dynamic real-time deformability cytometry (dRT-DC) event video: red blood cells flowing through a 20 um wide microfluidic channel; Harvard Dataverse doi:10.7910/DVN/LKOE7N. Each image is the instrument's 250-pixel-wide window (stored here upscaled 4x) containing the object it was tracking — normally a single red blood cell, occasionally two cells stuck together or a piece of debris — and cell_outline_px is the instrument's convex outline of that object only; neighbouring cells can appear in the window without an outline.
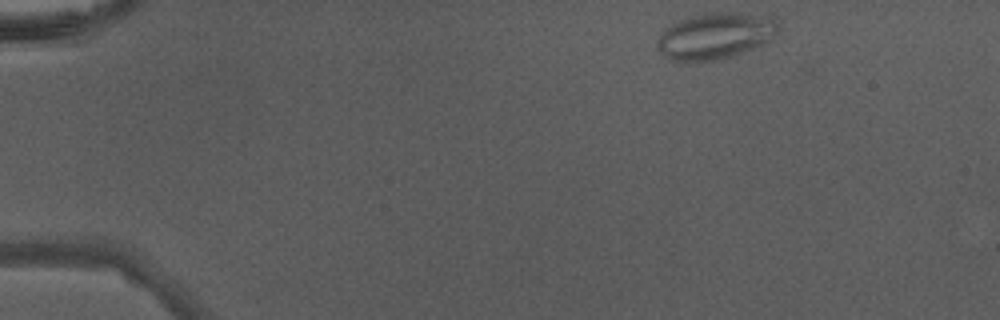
{"species": "Egyptian fruit bat (a non-hibernating species)", "species_latin": "Rousettus aegyptiacus", "temperature_condition": "warm", "stored_images_in_passage": 41, "camera_frame_rate_fps": 3000, "um_per_image_px": 0.085, "animal": {"sex": "male"}, "frame": {"image": 1, "passage_image": 1, "time_ms": 0.0, "image_size_px": [1000, 320], "cell_outline_px": [[780, 28], [772, 40], [764, 44], [732, 56], [716, 60], [668, 60], [656, 48], [656, 40], [672, 24], [680, 20], [704, 12], [732, 12], [772, 16], [776, 20]], "centroid_in_image_um": [60.85, 3.03], "position_along_channel_um": 24.2, "area_um2": 32.71}}
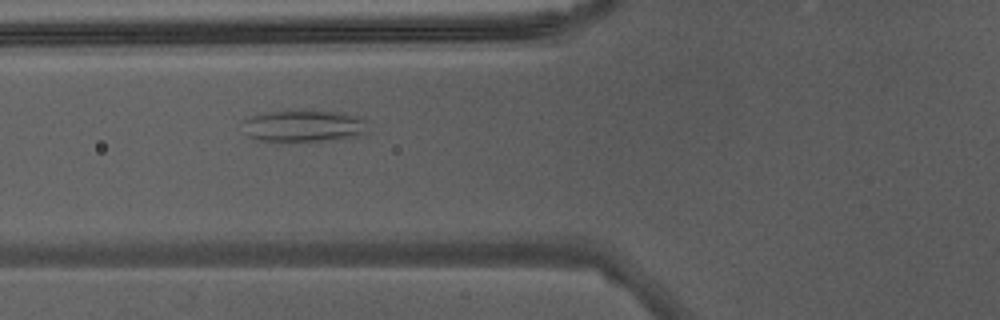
{"frame": {"image": 2, "passage_image": 13, "time_ms": 4.0, "image_size_px": [1000, 320], "cell_outline_px": [[372, 132], [340, 140], [272, 144], [252, 140], [248, 136], [244, 120], [248, 116], [264, 112], [300, 108], [344, 112], [364, 116], [372, 120]], "centroid_in_image_um": [25.96, 10.71], "position_along_channel_um": 99.8, "area_um2": 25.95}}
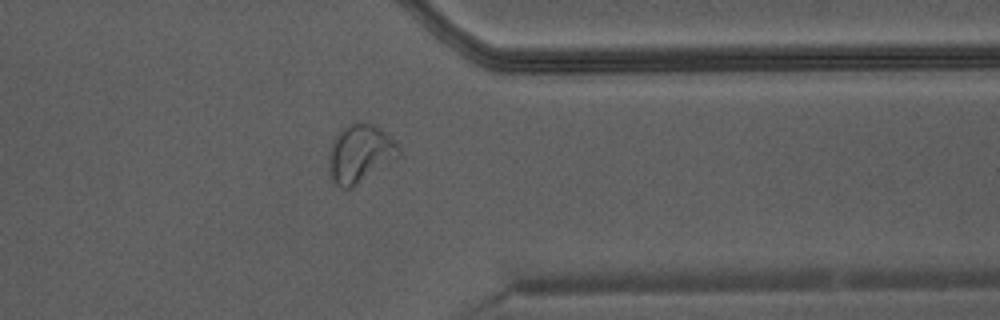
{"frame": {"image": 3, "passage_image": 32, "time_ms": 10.333, "image_size_px": [1000, 320], "cell_outline_px": [[400, 156], [352, 188], [340, 188], [332, 180], [328, 168], [328, 152], [332, 140], [336, 132], [348, 124], [356, 120], [360, 120], [372, 124], [384, 132], [400, 148]], "centroid_in_image_um": [30.54, 13.04], "position_along_channel_um": 380.9, "area_um2": 23.99}}